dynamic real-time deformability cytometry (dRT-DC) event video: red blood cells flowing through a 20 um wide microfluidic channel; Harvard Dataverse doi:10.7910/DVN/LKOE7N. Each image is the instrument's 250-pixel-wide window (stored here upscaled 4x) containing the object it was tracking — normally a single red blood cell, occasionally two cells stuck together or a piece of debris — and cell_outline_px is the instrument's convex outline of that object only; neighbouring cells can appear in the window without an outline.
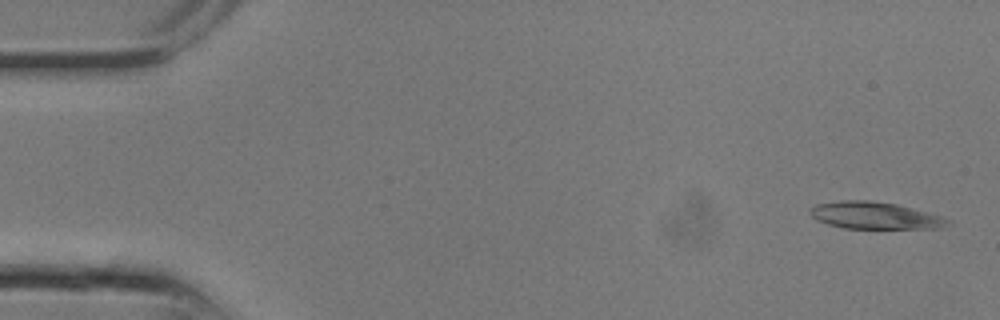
{"species": "common noctule bat (a hibernating species)", "species_latin": "Nyctalus noctula", "temperature_condition": "room temperature", "stored_images_in_passage": 9, "camera_frame_rate_fps": 3000, "um_per_image_px": 0.085, "animal": {"sex": "male", "body_mass_g": 13.3}, "frame": {"image": 1, "passage_image": 1, "time_ms": 0.0, "image_size_px": [1000, 320], "cell_outline_px": [[952, 224], [940, 228], [844, 228], [828, 224], [816, 220], [808, 212], [816, 204], [840, 200], [868, 200], [896, 204], [940, 216], [952, 220]], "centroid_in_image_um": [74.36, 18.32], "position_along_channel_um": 10.6, "area_um2": 21.56}}
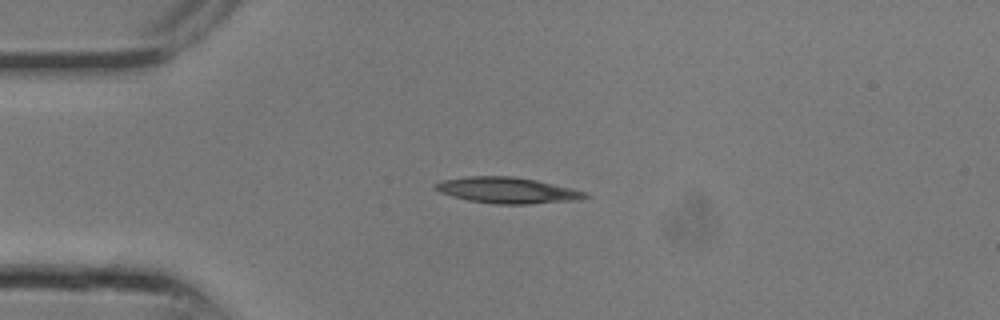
{"frame": {"image": 2, "passage_image": 6, "time_ms": 1.667, "image_size_px": [1000, 320], "cell_outline_px": [[588, 196], [580, 200], [528, 204], [496, 204], [468, 200], [452, 196], [440, 192], [432, 188], [432, 184], [444, 180], [468, 176], [512, 176], [536, 180], [572, 188], [588, 192]], "centroid_in_image_um": [43.12, 16.17], "position_along_channel_um": 41.9, "area_um2": 22.77}}
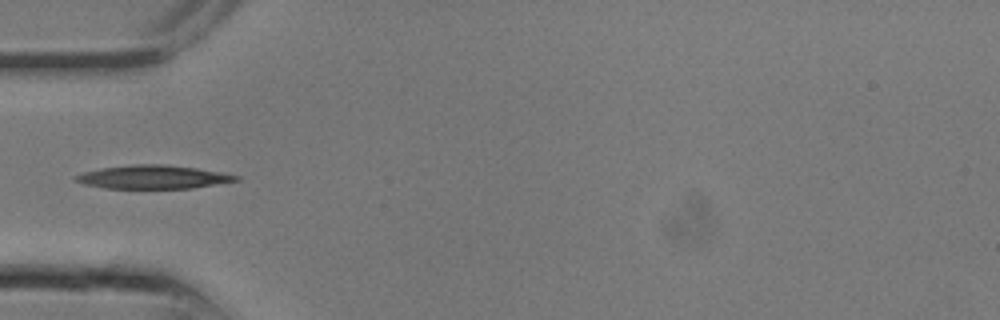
{"frame": {"image": 3, "passage_image": 8, "time_ms": 2.333, "image_size_px": [1000, 320], "cell_outline_px": [[240, 180], [192, 188], [104, 188], [84, 184], [76, 180], [72, 176], [84, 172], [100, 168], [132, 164], [164, 164], [196, 168], [220, 172], [240, 176]], "centroid_in_image_um": [12.99, 15.04], "position_along_channel_um": 72.0, "area_um2": 21.85}}